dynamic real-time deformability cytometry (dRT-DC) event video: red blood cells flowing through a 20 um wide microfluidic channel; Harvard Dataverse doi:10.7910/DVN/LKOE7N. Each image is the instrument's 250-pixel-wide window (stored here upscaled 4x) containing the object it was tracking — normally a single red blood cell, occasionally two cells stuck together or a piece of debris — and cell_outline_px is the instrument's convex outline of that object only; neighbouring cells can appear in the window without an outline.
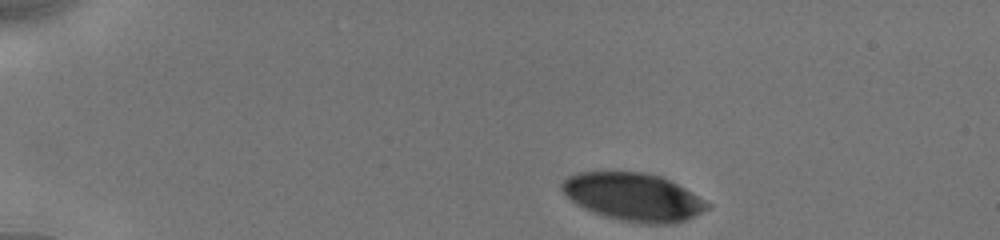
{"species": "human", "species_latin": "Homo sapiens", "temperature_condition": "cold", "stored_images_in_passage": 13, "camera_frame_rate_fps": 3000, "um_per_image_px": 0.085, "donor": {"sex": "male"}, "frame": {"image": 1, "passage_image": 1, "time_ms": 0.0, "image_size_px": [1000, 240], "cell_outline_px": [[712, 204], [708, 208], [688, 220], [672, 224], [644, 224], [620, 220], [604, 216], [584, 208], [576, 204], [560, 188], [560, 184], [568, 176], [580, 172], [644, 172], [660, 176], [692, 192]], "centroid_in_image_um": [53.86, 16.75], "position_along_channel_um": 31.1, "area_um2": 40.46}}